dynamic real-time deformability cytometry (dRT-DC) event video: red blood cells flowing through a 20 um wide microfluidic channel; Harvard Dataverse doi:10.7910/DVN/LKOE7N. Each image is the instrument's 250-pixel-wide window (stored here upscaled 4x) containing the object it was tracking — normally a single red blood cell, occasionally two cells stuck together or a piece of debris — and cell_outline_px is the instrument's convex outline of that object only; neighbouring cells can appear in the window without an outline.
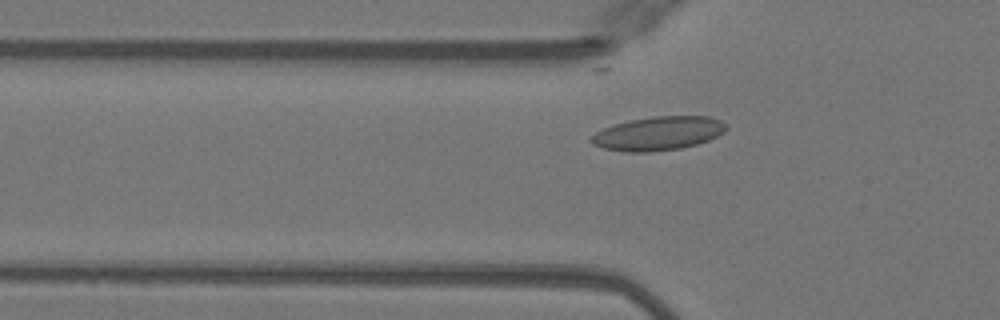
{"species": "Egyptian fruit bat (a non-hibernating species)", "species_latin": "Rousettus aegyptiacus", "temperature_condition": "warm", "stored_images_in_passage": 43, "camera_frame_rate_fps": 3000, "um_per_image_px": 0.085, "animal": {"sex": "female"}, "frame": {"image": 1, "passage_image": 8, "time_ms": 2.333, "image_size_px": [1000, 320], "cell_outline_px": [[728, 128], [724, 132], [708, 140], [696, 144], [680, 148], [652, 152], [624, 152], [604, 148], [592, 144], [588, 140], [596, 132], [604, 128], [616, 124], [632, 120], [652, 116], [708, 116], [720, 120]], "centroid_in_image_um": [55.94, 11.35], "position_along_channel_um": 69.9, "area_um2": 26.41}}
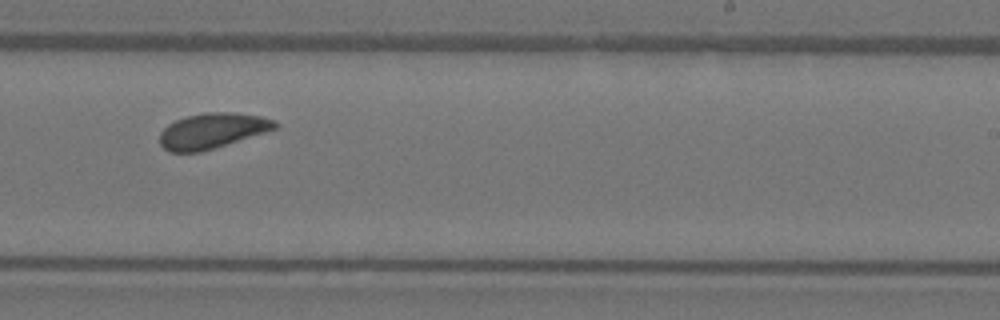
{"frame": {"image": 2, "passage_image": 23, "time_ms": 7.333, "image_size_px": [1000, 320], "cell_outline_px": [[276, 128], [264, 132], [200, 152], [168, 152], [160, 144], [160, 132], [168, 124], [176, 120], [188, 116], [208, 112], [232, 112], [260, 116], [276, 120]], "centroid_in_image_um": [18.0, 11.11], "position_along_channel_um": 271.0, "area_um2": 23.35}}
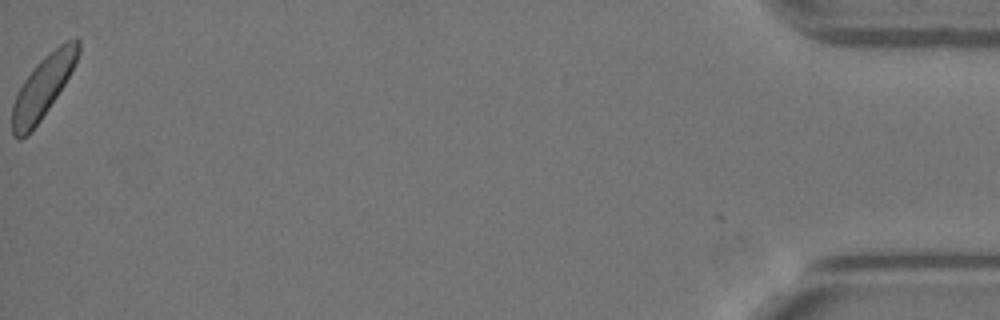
{"frame": {"image": 3, "passage_image": 42, "time_ms": 13.667, "image_size_px": [1000, 320], "cell_outline_px": [[80, 52], [64, 84], [32, 132], [28, 136], [20, 140], [16, 140], [12, 136], [12, 104], [24, 80], [36, 64], [44, 56], [60, 44], [76, 36], [80, 40]], "centroid_in_image_um": [3.62, 7.42], "position_along_channel_um": 431.6, "area_um2": 23.52}, "authors_computed_cell_mechanics": {"area_um2": 23.5246, "velocity_mm_per_s": 4.0225, "shape_relaxation_time_tau1_ms": 2.0122, "shape_relaxation_time_tau2_ms": null, "deformation_change_tau1": 0.0503, "deformation_change_tau2": null}}